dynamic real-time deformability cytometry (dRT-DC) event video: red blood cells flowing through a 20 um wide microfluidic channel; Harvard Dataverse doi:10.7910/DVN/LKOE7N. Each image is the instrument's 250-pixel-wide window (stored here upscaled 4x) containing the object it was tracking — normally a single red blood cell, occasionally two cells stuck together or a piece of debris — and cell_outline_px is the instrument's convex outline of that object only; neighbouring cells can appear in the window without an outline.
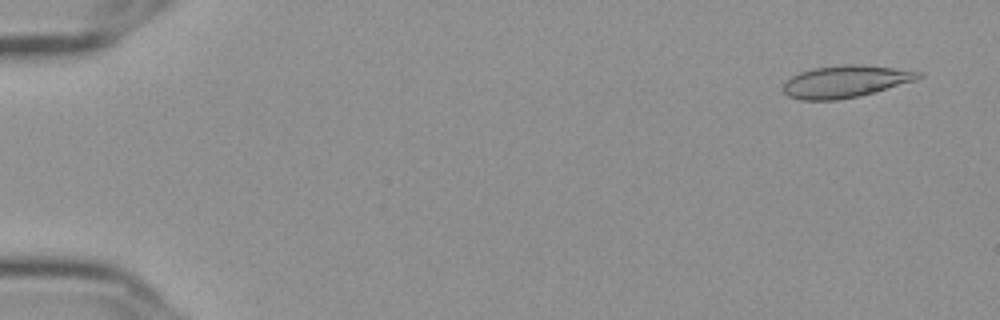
{"species": "Egyptian fruit bat (a non-hibernating species)", "species_latin": "Rousettus aegyptiacus", "temperature_condition": "cold", "stored_images_in_passage": 56, "camera_frame_rate_fps": 3000, "um_per_image_px": 0.085, "frame": {"image": 1, "passage_image": 3, "time_ms": 0.667, "image_size_px": [1000, 320], "cell_outline_px": [[924, 76], [916, 80], [876, 92], [860, 96], [836, 100], [800, 100], [788, 96], [784, 92], [784, 84], [792, 76], [800, 72], [812, 68], [844, 64], [860, 64], [924, 72]], "centroid_in_image_um": [71.89, 6.93], "position_along_channel_um": 13.1, "area_um2": 25.37}}
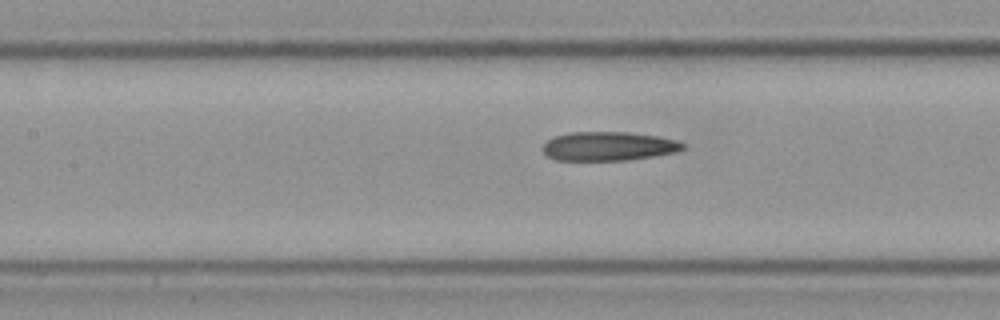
{"frame": {"image": 2, "passage_image": 26, "time_ms": 8.333, "image_size_px": [1000, 320], "cell_outline_px": [[688, 148], [676, 152], [628, 160], [556, 160], [548, 156], [540, 148], [548, 140], [556, 136], [568, 132], [628, 132], [660, 136], [676, 140], [684, 144]], "centroid_in_image_um": [51.74, 12.42], "position_along_channel_um": 155.7, "area_um2": 23.76}}
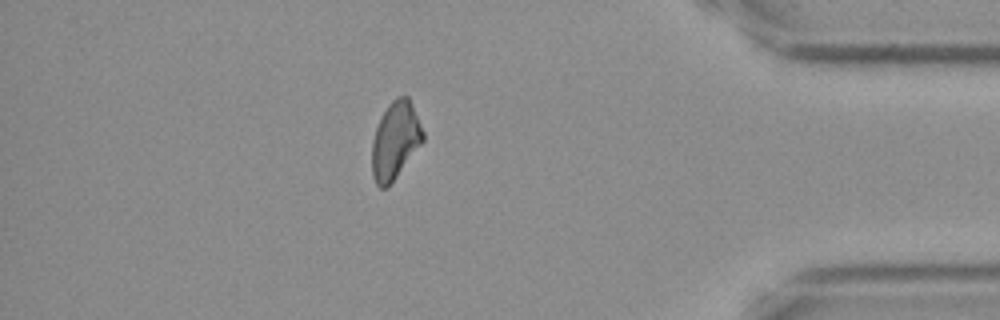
{"frame": {"image": 3, "passage_image": 49, "time_ms": 16.0, "image_size_px": [1000, 320], "cell_outline_px": [[424, 140], [388, 188], [380, 188], [376, 184], [372, 176], [372, 140], [380, 116], [388, 104], [396, 96], [408, 96], [412, 104], [424, 132]], "centroid_in_image_um": [33.58, 11.94], "position_along_channel_um": 401.6, "area_um2": 23.12}, "authors_computed_cell_mechanics": {"area_um2": 24.3627, "velocity_mm_per_s": 3.6412, "shape_relaxation_time_tau1_ms": null, "shape_relaxation_time_tau2_ms": 4.4169, "deformation_change_tau1": null, "deformation_change_tau2": 0.1155}}